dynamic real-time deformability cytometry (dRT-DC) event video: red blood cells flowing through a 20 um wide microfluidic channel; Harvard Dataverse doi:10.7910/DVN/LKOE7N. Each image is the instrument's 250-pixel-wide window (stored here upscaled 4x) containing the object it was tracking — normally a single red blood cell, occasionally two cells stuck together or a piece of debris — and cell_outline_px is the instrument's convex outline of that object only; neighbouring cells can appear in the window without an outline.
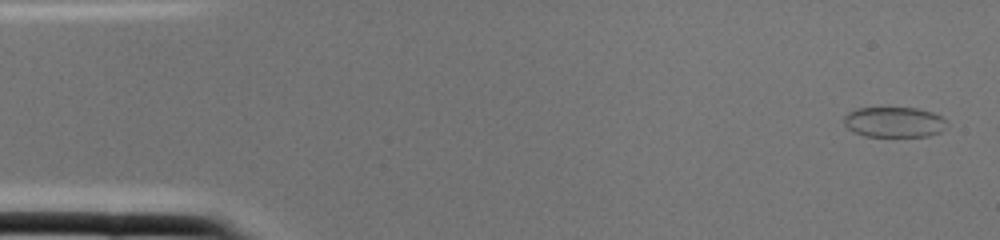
{"species": "common noctule bat (a hibernating species)", "species_latin": "Nyctalus noctula", "temperature_condition": "cold", "stored_images_in_passage": 2, "camera_frame_rate_fps": 3000, "um_per_image_px": 0.085, "animal": {"sex": "female", "body_mass_g": 22.0, "forearm_length_mm": 56.7}, "frame": {"image": 1, "passage_image": 1, "time_ms": 0.0, "image_size_px": [1000, 240], "cell_outline_px": [[948, 128], [940, 132], [928, 136], [864, 136], [848, 128], [844, 124], [844, 116], [848, 112], [856, 108], [916, 108], [932, 112], [940, 116], [944, 120]], "centroid_in_image_um": [76.0, 10.38], "position_along_channel_um": 9.0, "area_um2": 18.15}}
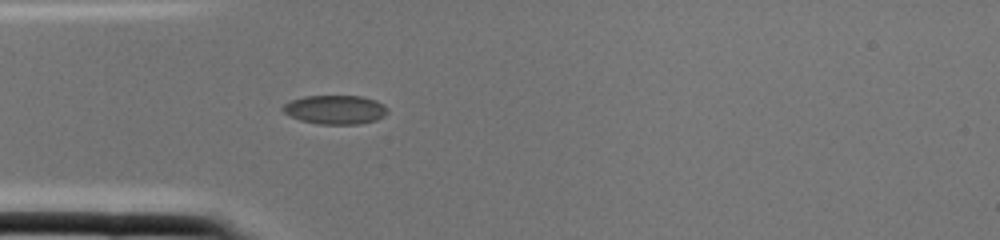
{"frame": {"image": 2, "passage_image": 2, "time_ms": 0.333, "image_size_px": [1000, 240], "cell_outline_px": [[388, 112], [384, 116], [376, 120], [360, 124], [320, 124], [300, 120], [284, 112], [280, 108], [288, 100], [304, 96], [364, 96], [376, 100], [384, 104], [388, 108]], "centroid_in_image_um": [28.51, 9.31], "position_along_channel_um": 56.5, "area_um2": 17.86}}